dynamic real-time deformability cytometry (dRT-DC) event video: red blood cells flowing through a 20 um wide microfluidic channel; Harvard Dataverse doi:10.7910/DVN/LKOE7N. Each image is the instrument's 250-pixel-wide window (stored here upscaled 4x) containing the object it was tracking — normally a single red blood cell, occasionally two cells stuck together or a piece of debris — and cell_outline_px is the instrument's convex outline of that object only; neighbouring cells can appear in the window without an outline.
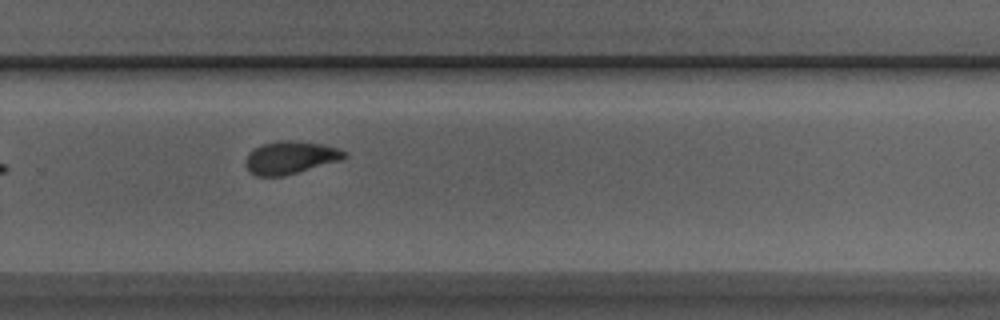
{"species": "Egyptian fruit bat (a non-hibernating species)", "species_latin": "Rousettus aegyptiacus", "temperature_condition": "room temperature", "stored_images_in_passage": 11, "camera_frame_rate_fps": 3000, "um_per_image_px": 0.085, "animal": {"sex": "male"}, "frame": {"image": 1, "passage_image": 10, "time_ms": 11.333, "image_size_px": [1000, 320], "cell_outline_px": [[348, 156], [340, 160], [284, 176], [256, 176], [248, 172], [244, 164], [244, 160], [248, 152], [260, 144], [280, 140], [296, 140], [320, 144], [336, 148], [348, 152]], "centroid_in_image_um": [24.61, 13.39], "position_along_channel_um": 305.2, "area_um2": 19.07}}
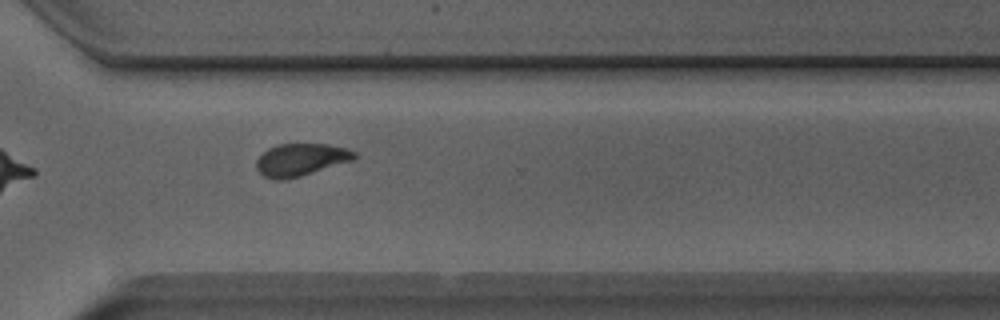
{"frame": {"image": 2, "passage_image": 11, "time_ms": 12.333, "image_size_px": [1000, 320], "cell_outline_px": [[356, 160], [300, 176], [284, 180], [276, 180], [264, 176], [256, 168], [256, 160], [268, 148], [276, 144], [328, 144], [348, 148], [356, 152]], "centroid_in_image_um": [25.6, 13.57], "position_along_channel_um": 345.0, "area_um2": 18.67}}